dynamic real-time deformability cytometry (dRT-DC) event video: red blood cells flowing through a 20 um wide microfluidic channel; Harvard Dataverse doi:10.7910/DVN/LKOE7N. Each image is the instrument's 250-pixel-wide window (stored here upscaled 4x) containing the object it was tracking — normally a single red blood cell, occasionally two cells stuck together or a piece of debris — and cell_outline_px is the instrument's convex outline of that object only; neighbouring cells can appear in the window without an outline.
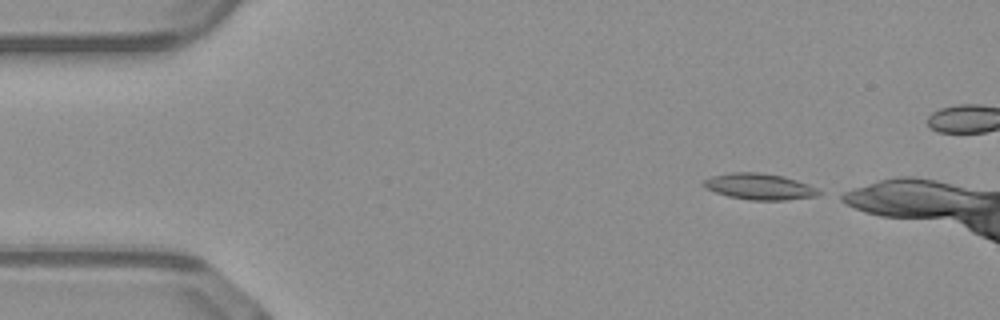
{"species": "common noctule bat (a hibernating species)", "species_latin": "Nyctalus noctula", "temperature_condition": "warm", "stored_images_in_passage": 38, "camera_frame_rate_fps": 3000, "um_per_image_px": 0.085, "animal": {"sex": "male", "body_mass_g": 23.1, "forearm_length_mm": 52.7}, "frame": {"image": 1, "passage_image": 1, "time_ms": 0.0, "image_size_px": [1000, 320], "cell_outline_px": [[824, 192], [816, 196], [784, 200], [748, 200], [728, 196], [716, 192], [700, 184], [704, 180], [712, 176], [732, 172], [756, 172], [780, 176], [796, 180], [808, 184]], "centroid_in_image_um": [64.55, 15.86], "position_along_channel_um": 20.4, "area_um2": 17.4}}
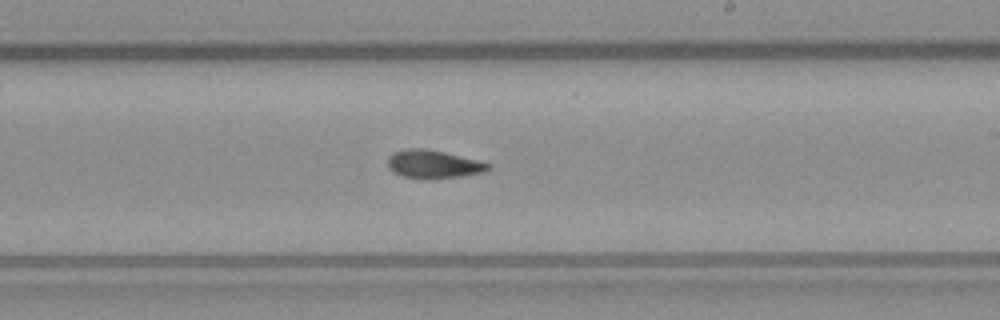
{"frame": {"image": 2, "passage_image": 24, "time_ms": 7.667, "image_size_px": [1000, 320], "cell_outline_px": [[492, 168], [484, 172], [460, 176], [404, 176], [392, 172], [388, 168], [388, 156], [392, 152], [408, 148], [424, 148], [444, 152], [480, 160], [492, 164]], "centroid_in_image_um": [36.86, 13.9], "position_along_channel_um": 252.1, "area_um2": 16.01}}
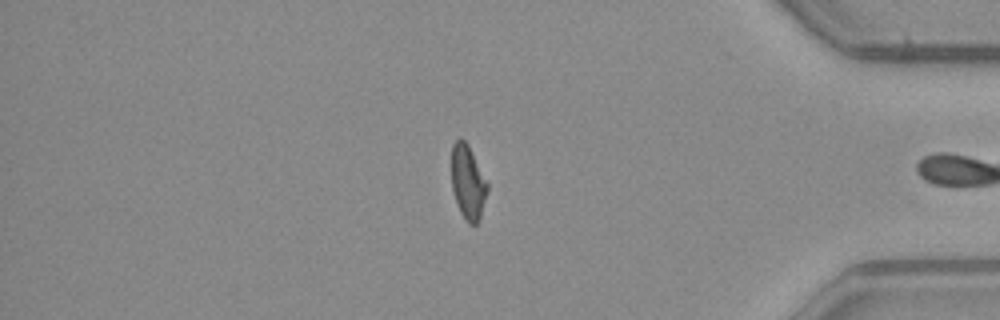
{"frame": {"image": 3, "passage_image": 37, "time_ms": 12.0, "image_size_px": [1000, 320], "cell_outline_px": [[488, 188], [480, 220], [476, 224], [468, 224], [460, 212], [452, 188], [452, 144], [460, 136], [468, 144], [488, 184]], "centroid_in_image_um": [39.77, 15.49], "position_along_channel_um": 395.4, "area_um2": 15.43}, "authors_computed_cell_mechanics": {"area_um2": 16.4152, "velocity_mm_per_s": 4.1049, "shape_relaxation_time_tau1_ms": null, "shape_relaxation_time_tau2_ms": 3.3226, "deformation_change_tau1": null, "deformation_change_tau2": 0.0906}}